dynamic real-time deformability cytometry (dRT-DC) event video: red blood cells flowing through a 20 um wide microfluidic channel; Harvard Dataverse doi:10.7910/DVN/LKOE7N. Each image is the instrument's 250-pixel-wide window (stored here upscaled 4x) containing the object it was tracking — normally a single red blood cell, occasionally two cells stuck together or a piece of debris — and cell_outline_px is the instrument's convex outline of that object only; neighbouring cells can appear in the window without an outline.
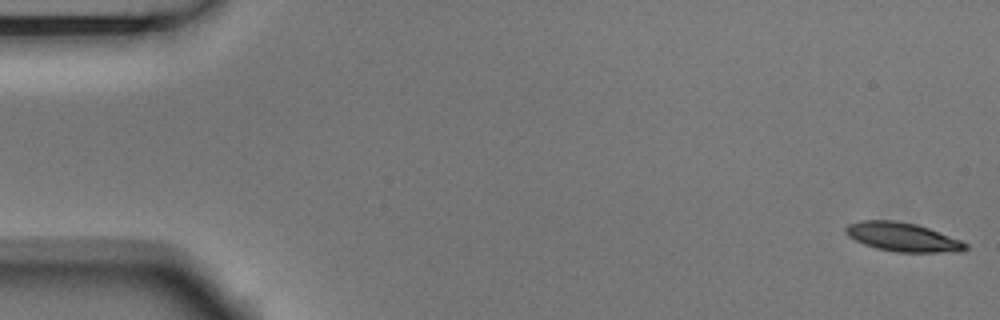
{"species": "Egyptian fruit bat (a non-hibernating species)", "species_latin": "Rousettus aegyptiacus", "temperature_condition": "room temperature", "stored_images_in_passage": 10, "camera_frame_rate_fps": 3000, "um_per_image_px": 0.085, "animal": {"sex": "male"}, "frame": {"image": 1, "passage_image": 1, "time_ms": 0.0, "image_size_px": [1000, 320], "cell_outline_px": [[968, 248], [960, 252], [896, 252], [876, 248], [864, 244], [848, 236], [844, 232], [844, 228], [848, 224], [860, 220], [896, 220], [916, 224], [928, 228], [960, 240], [968, 244]], "centroid_in_image_um": [76.7, 20.14], "position_along_channel_um": 8.3, "area_um2": 20.17}}
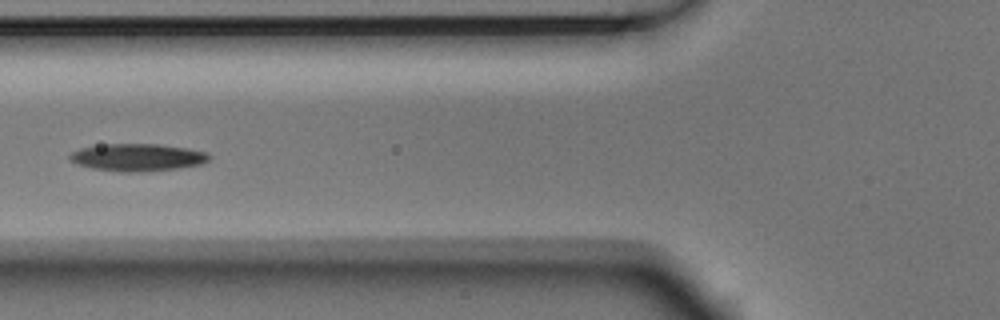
{"frame": {"image": 2, "passage_image": 6, "time_ms": 1.667, "image_size_px": [1000, 320], "cell_outline_px": [[212, 156], [204, 164], [148, 172], [120, 172], [92, 168], [76, 164], [68, 160], [68, 156], [72, 152], [80, 148], [104, 144], [156, 144], [188, 148], [208, 152]], "centroid_in_image_um": [11.69, 13.38], "position_along_channel_um": 114.1, "area_um2": 22.54}}
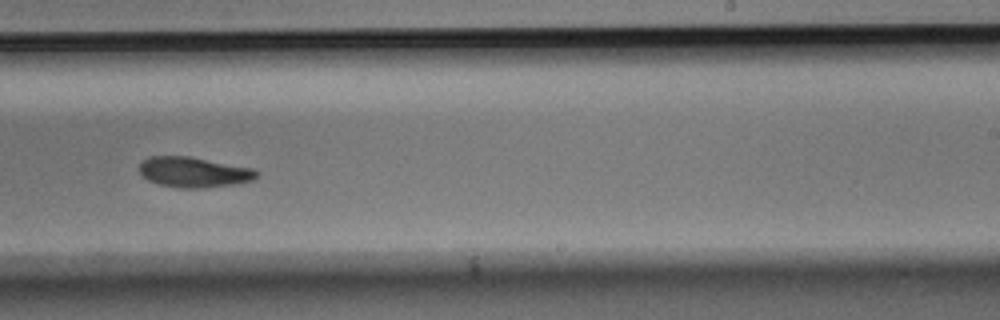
{"frame": {"image": 3, "passage_image": 10, "time_ms": 3.0, "image_size_px": [1000, 320], "cell_outline_px": [[260, 172], [252, 180], [236, 184], [204, 188], [180, 188], [160, 184], [148, 180], [140, 172], [140, 164], [148, 156], [188, 156], [256, 168]], "centroid_in_image_um": [16.52, 14.63], "position_along_channel_um": 272.5, "area_um2": 20.81}}